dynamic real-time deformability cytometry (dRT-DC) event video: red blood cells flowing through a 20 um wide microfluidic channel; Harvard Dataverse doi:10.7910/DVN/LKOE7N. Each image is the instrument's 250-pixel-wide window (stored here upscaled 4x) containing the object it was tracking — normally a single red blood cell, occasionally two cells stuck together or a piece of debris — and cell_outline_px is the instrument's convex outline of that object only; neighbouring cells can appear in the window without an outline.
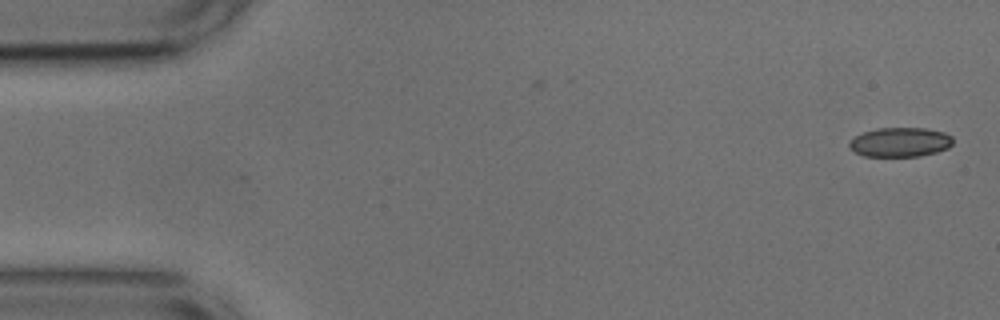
{"species": "common noctule bat (a hibernating species)", "species_latin": "Nyctalus noctula", "temperature_condition": "cold", "stored_images_in_passage": 13, "camera_frame_rate_fps": 3000, "um_per_image_px": 0.085, "animal": {"sex": "male", "body_mass_g": 17.9, "forearm_length_mm": 54.2}, "frame": {"image": 1, "passage_image": 1, "time_ms": 0.0, "image_size_px": [1000, 320], "cell_outline_px": [[952, 144], [948, 148], [936, 152], [920, 156], [864, 156], [856, 152], [848, 144], [856, 136], [864, 132], [876, 128], [924, 128], [944, 132], [952, 136]], "centroid_in_image_um": [76.54, 12.08], "position_along_channel_um": 8.5, "area_um2": 17.57}}